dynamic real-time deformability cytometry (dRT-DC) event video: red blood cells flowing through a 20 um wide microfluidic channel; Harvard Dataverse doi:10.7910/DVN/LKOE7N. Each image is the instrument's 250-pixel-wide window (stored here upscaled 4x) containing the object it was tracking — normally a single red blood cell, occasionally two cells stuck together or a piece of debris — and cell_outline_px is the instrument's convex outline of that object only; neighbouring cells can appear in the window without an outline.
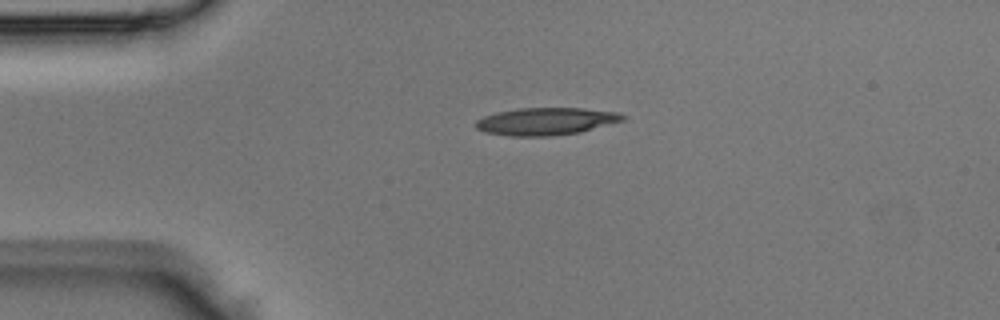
{"species": "Egyptian fruit bat (a non-hibernating species)", "species_latin": "Rousettus aegyptiacus", "temperature_condition": "room temperature", "stored_images_in_passage": 4, "camera_frame_rate_fps": 3000, "um_per_image_px": 0.085, "animal": {"sex": "male"}, "frame": {"image": 1, "passage_image": 4, "time_ms": 1.0, "image_size_px": [1000, 320], "cell_outline_px": [[628, 116], [624, 120], [580, 132], [552, 136], [508, 136], [484, 132], [476, 128], [472, 124], [476, 120], [484, 116], [496, 112], [520, 108], [580, 108], [620, 112]], "centroid_in_image_um": [46.39, 10.31], "position_along_channel_um": 38.6, "area_um2": 23.7}}